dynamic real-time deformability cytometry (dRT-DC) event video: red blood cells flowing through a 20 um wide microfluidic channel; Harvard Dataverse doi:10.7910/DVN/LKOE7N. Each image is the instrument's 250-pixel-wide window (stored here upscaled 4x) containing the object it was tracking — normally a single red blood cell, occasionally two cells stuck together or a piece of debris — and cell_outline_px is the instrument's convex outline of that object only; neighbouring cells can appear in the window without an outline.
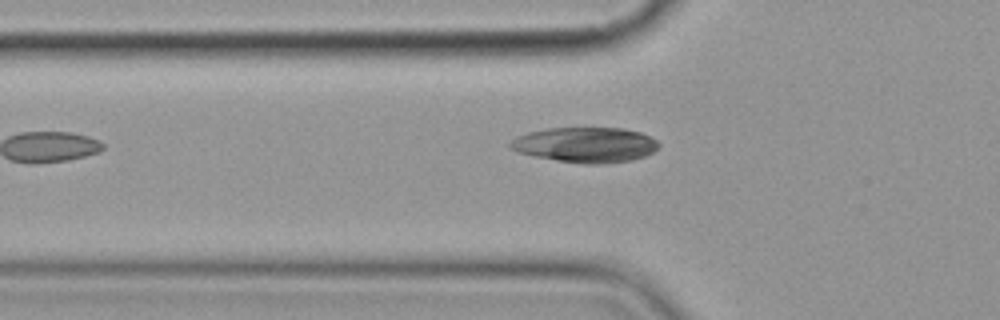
{"species": "common noctule bat (a hibernating species)", "species_latin": "Nyctalus noctula", "temperature_condition": "cold", "stored_images_in_passage": 9, "camera_frame_rate_fps": 3000, "um_per_image_px": 0.085, "animal": {"sex": "female", "body_mass_g": 19.9}, "frame": {"image": 1, "passage_image": 6, "time_ms": 7.0, "image_size_px": [1000, 320], "cell_outline_px": [[660, 144], [652, 152], [644, 156], [632, 160], [604, 164], [580, 164], [556, 160], [536, 156], [520, 152], [508, 148], [508, 144], [516, 136], [528, 132], [548, 128], [624, 128], [640, 132], [656, 140]], "centroid_in_image_um": [49.75, 12.31], "position_along_channel_um": 76.1, "area_um2": 30.46}}
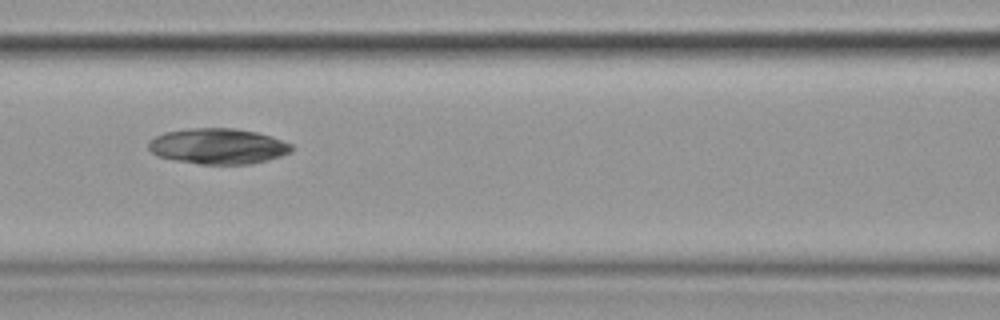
{"frame": {"image": 2, "passage_image": 8, "time_ms": 9.0, "image_size_px": [1000, 320], "cell_outline_px": [[292, 148], [288, 152], [280, 156], [268, 160], [248, 164], [200, 164], [176, 160], [156, 156], [148, 148], [148, 140], [164, 132], [192, 128], [232, 128], [256, 132], [292, 144]], "centroid_in_image_um": [18.47, 12.43], "position_along_channel_um": 148.1, "area_um2": 29.48}}
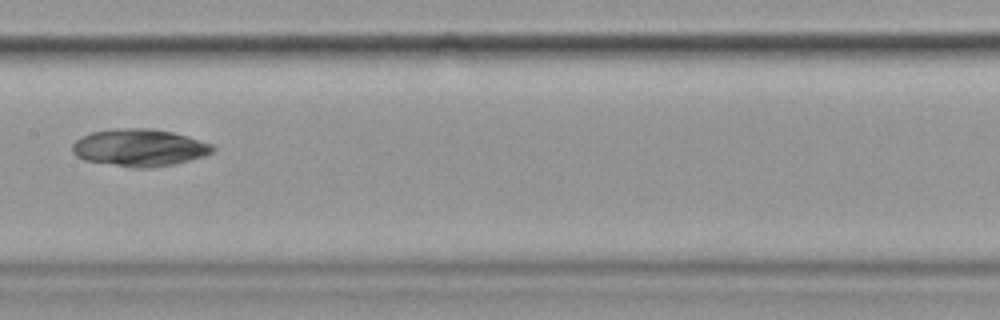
{"frame": {"image": 3, "passage_image": 9, "time_ms": 10.333, "image_size_px": [1000, 320], "cell_outline_px": [[216, 148], [212, 152], [204, 156], [176, 164], [148, 168], [132, 168], [84, 160], [76, 156], [72, 152], [72, 144], [80, 136], [92, 132], [116, 128], [148, 128], [172, 132], [188, 136], [212, 144]], "centroid_in_image_um": [11.84, 12.55], "position_along_channel_um": 195.6, "area_um2": 30.69}}